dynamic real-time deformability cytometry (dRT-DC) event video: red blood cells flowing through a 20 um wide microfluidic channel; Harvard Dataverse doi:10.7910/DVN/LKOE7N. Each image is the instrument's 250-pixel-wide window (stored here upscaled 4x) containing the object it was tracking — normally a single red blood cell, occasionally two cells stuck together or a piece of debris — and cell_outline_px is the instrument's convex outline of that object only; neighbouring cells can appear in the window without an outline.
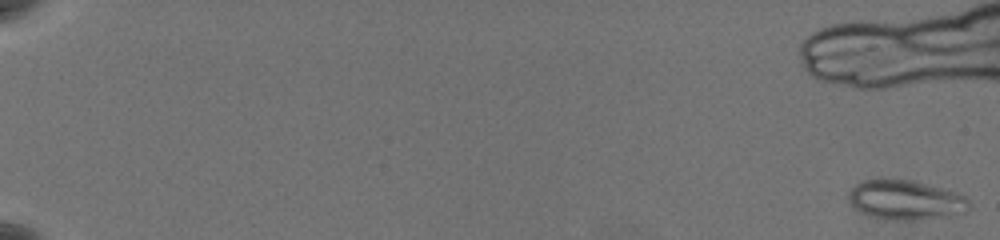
{"species": "common noctule bat (a hibernating species)", "species_latin": "Nyctalus noctula", "temperature_condition": "warm", "stored_images_in_passage": 23, "camera_frame_rate_fps": 3000, "um_per_image_px": 0.085, "animal": {"sex": "female", "body_mass_g": 19.5, "forearm_length_mm": 54.1}, "frame": {"image": 1, "passage_image": 1, "time_ms": 0.0, "image_size_px": [1000, 240], "cell_outline_px": [[972, 208], [964, 212], [936, 216], [872, 216], [860, 212], [852, 208], [848, 196], [848, 192], [856, 184], [864, 180], [908, 180], [960, 192], [968, 196], [972, 204]], "centroid_in_image_um": [77.01, 16.92], "position_along_channel_um": 8.0, "area_um2": 26.36}}